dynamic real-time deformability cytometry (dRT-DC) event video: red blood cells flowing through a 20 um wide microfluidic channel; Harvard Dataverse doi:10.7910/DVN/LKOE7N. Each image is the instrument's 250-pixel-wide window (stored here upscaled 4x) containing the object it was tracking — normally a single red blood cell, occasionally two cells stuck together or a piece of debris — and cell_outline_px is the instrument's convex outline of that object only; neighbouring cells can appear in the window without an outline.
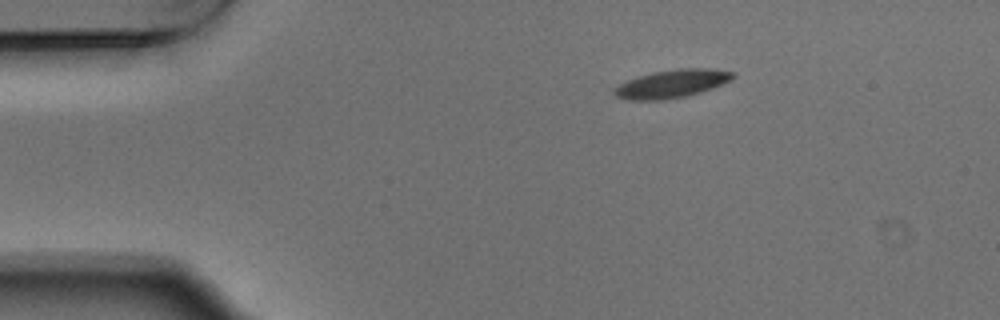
{"species": "Egyptian fruit bat (a non-hibernating species)", "species_latin": "Rousettus aegyptiacus", "temperature_condition": "warm", "stored_images_in_passage": 46, "camera_frame_rate_fps": 3000, "um_per_image_px": 0.085, "animal": {"sex": "male"}, "frame": {"image": 1, "passage_image": 1, "time_ms": 0.0, "image_size_px": [1000, 320], "cell_outline_px": [[736, 76], [712, 88], [688, 96], [660, 100], [628, 100], [616, 96], [612, 92], [620, 84], [628, 80], [640, 76], [656, 72], [680, 68], [716, 68], [732, 72]], "centroid_in_image_um": [57.12, 7.12], "position_along_channel_um": 27.9, "area_um2": 19.13}}
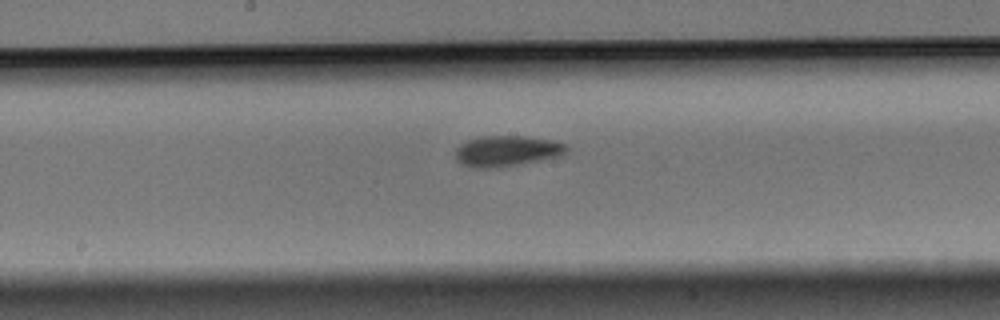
{"frame": {"image": 2, "passage_image": 20, "time_ms": 6.333, "image_size_px": [1000, 320], "cell_outline_px": [[568, 148], [560, 156], [520, 164], [492, 168], [472, 168], [460, 164], [456, 160], [456, 148], [460, 144], [468, 140], [480, 136], [524, 136], [552, 140], [564, 144]], "centroid_in_image_um": [43.03, 12.84], "position_along_channel_um": 205.2, "area_um2": 19.88}}
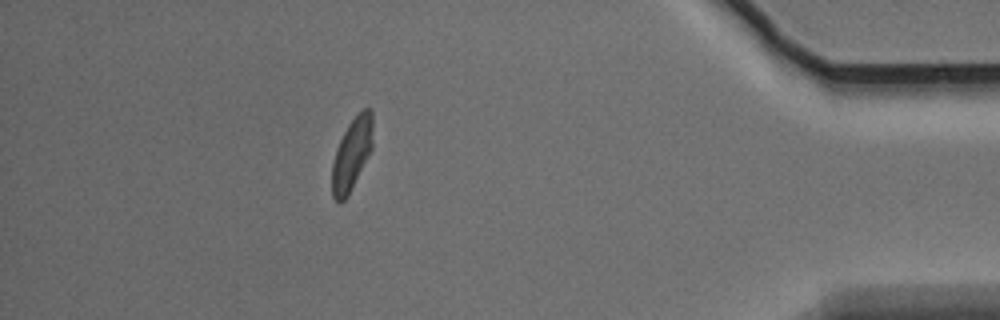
{"frame": {"image": 3, "passage_image": 40, "time_ms": 13.0, "image_size_px": [1000, 320], "cell_outline_px": [[372, 148], [348, 196], [340, 204], [332, 196], [332, 164], [336, 148], [348, 124], [364, 108], [368, 108], [372, 112]], "centroid_in_image_um": [29.89, 13.13], "position_along_channel_um": 405.3, "area_um2": 16.94}, "authors_computed_cell_mechanics": {"area_um2": 18.6983, "velocity_mm_per_s": 3.708, "shape_relaxation_time_tau1_ms": 2.3477, "shape_relaxation_time_tau2_ms": 4.9826, "deformation_change_tau1": 0.1242, "deformation_change_tau2": 0.0689}}